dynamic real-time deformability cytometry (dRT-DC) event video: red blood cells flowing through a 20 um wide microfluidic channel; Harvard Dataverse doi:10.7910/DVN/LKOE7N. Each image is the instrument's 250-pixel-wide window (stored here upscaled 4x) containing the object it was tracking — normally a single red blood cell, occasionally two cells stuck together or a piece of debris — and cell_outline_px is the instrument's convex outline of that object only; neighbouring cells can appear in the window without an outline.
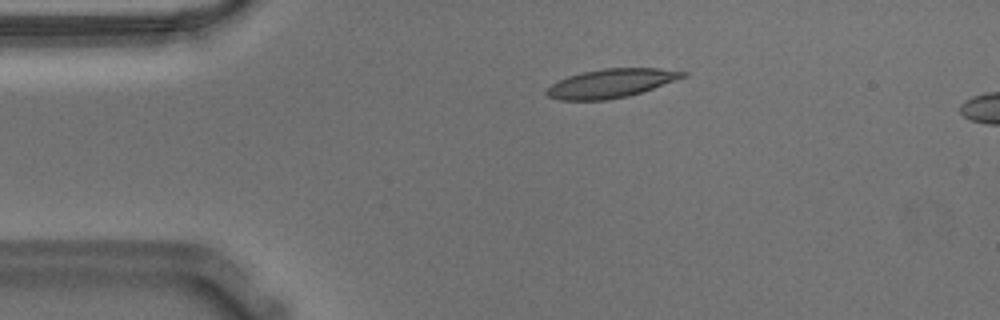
{"species": "Egyptian fruit bat (a non-hibernating species)", "species_latin": "Rousettus aegyptiacus", "temperature_condition": "warm", "stored_images_in_passage": 15, "camera_frame_rate_fps": 3000, "um_per_image_px": 0.085, "animal": {"sex": "male"}, "frame": {"image": 1, "passage_image": 11, "time_ms": 3.333, "image_size_px": [1000, 320], "cell_outline_px": [[688, 76], [628, 96], [608, 100], [560, 100], [548, 96], [544, 92], [556, 80], [580, 72], [604, 68], [660, 68], [688, 72]], "centroid_in_image_um": [51.92, 7.07], "position_along_channel_um": 33.1, "area_um2": 22.89}}